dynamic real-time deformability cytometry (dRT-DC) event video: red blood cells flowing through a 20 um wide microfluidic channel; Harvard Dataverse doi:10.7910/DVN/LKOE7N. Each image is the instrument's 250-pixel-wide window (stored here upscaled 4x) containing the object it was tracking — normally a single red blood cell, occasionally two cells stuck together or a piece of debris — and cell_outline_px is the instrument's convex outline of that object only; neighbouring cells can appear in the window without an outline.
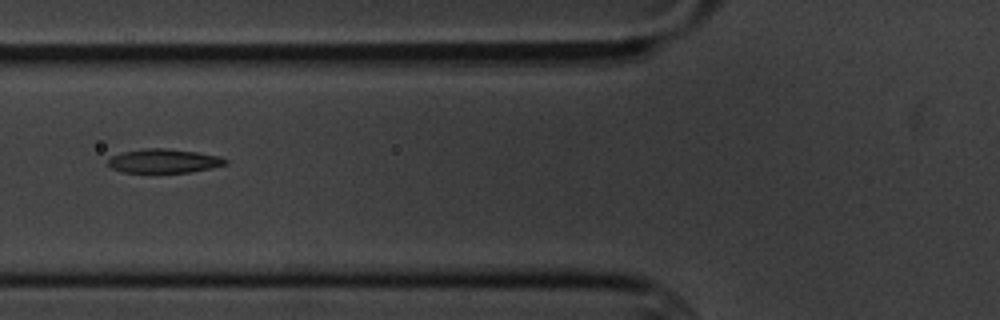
{"species": "common noctule bat (a hibernating species)", "species_latin": "Nyctalus noctula", "temperature_condition": "cold", "stored_images_in_passage": 9, "camera_frame_rate_fps": 3000, "um_per_image_px": 0.085, "animal": {"sex": "male", "body_mass_g": 20.1, "forearm_length_mm": 53.5}, "frame": {"image": 1, "passage_image": 7, "time_ms": 7.0, "image_size_px": [1000, 320], "cell_outline_px": [[228, 164], [212, 168], [188, 172], [124, 172], [112, 168], [108, 164], [108, 160], [112, 156], [124, 152], [144, 148], [168, 148], [196, 152], [220, 156], [228, 160]], "centroid_in_image_um": [13.97, 13.67], "position_along_channel_um": 111.8, "area_um2": 16.3}}
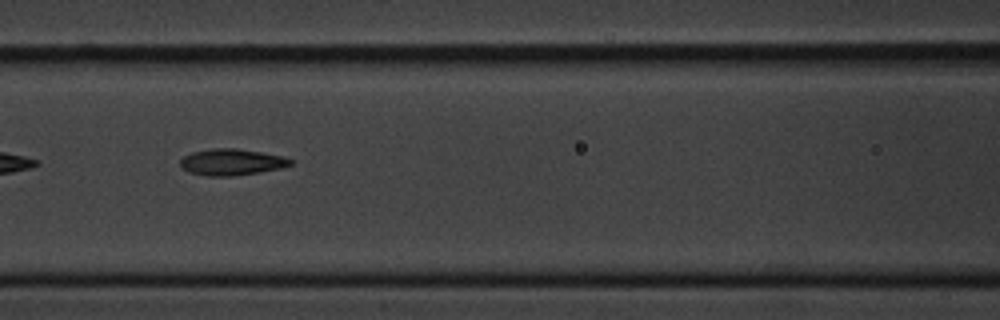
{"frame": {"image": 2, "passage_image": 8, "time_ms": 8.0, "image_size_px": [1000, 320], "cell_outline_px": [[292, 164], [280, 168], [260, 172], [232, 176], [208, 176], [188, 172], [180, 168], [180, 160], [184, 156], [192, 152], [212, 148], [236, 148], [284, 156], [292, 160]], "centroid_in_image_um": [19.65, 13.78], "position_along_channel_um": 146.9, "area_um2": 16.99}}
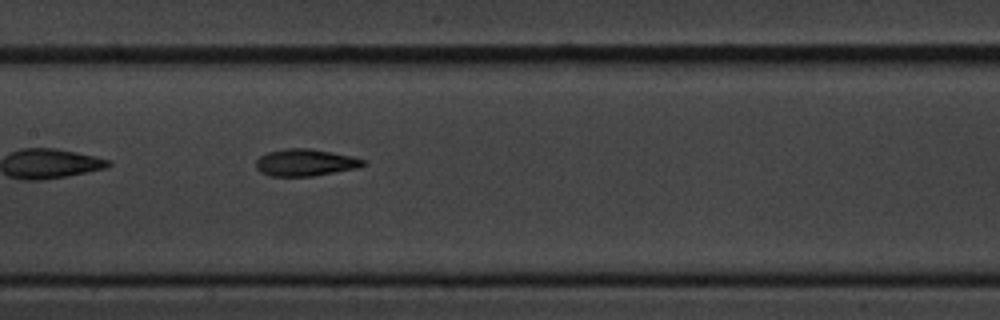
{"frame": {"image": 3, "passage_image": 9, "time_ms": 9.0, "image_size_px": [1000, 320], "cell_outline_px": [[368, 164], [356, 168], [312, 176], [268, 176], [260, 172], [256, 168], [256, 160], [260, 156], [268, 152], [288, 148], [308, 148], [352, 156], [364, 160]], "centroid_in_image_um": [25.93, 13.82], "position_along_channel_um": 181.5, "area_um2": 16.76}}